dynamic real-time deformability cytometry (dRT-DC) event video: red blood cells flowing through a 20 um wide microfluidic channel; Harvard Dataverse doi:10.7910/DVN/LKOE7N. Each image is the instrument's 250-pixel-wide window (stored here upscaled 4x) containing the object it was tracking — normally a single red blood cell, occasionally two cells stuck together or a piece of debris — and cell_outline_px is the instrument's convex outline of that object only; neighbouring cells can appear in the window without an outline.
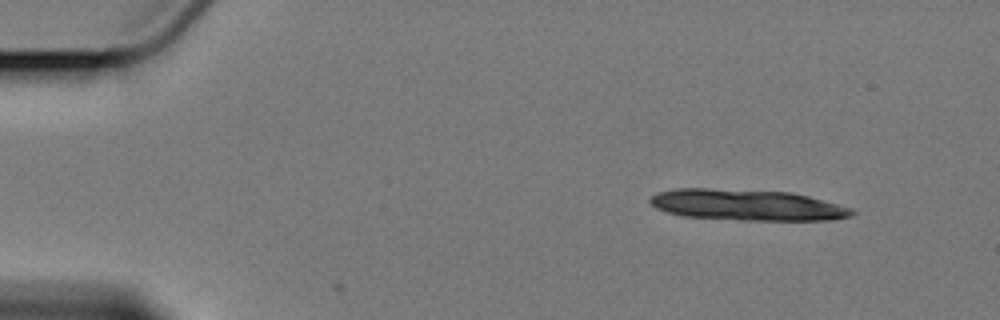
{"species": "Egyptian fruit bat (a non-hibernating species)", "species_latin": "Rousettus aegyptiacus", "temperature_condition": "cold", "stored_images_in_passage": 5, "camera_frame_rate_fps": 3000, "um_per_image_px": 0.085, "animal": {"sex": "female"}, "frame": {"image": 1, "passage_image": 1, "time_ms": 0.0, "image_size_px": [1000, 320], "cell_outline_px": [[856, 212], [852, 216], [832, 220], [740, 220], [684, 216], [668, 212], [656, 208], [648, 200], [656, 192], [676, 188], [708, 188], [792, 192], [808, 196], [852, 208]], "centroid_in_image_um": [63.5, 17.42], "position_along_channel_um": 21.5, "area_um2": 36.59}}
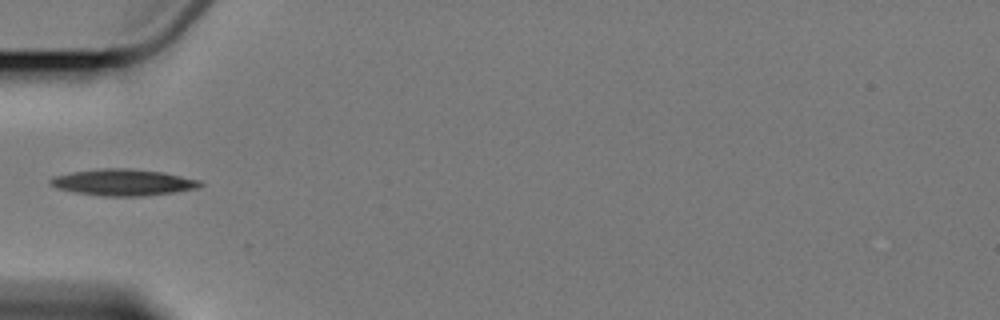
{"frame": {"image": 2, "passage_image": 5, "time_ms": 4.667, "image_size_px": [1000, 320], "cell_outline_px": [[204, 184], [196, 188], [176, 192], [144, 196], [104, 196], [76, 192], [60, 188], [52, 184], [48, 180], [56, 176], [72, 172], [100, 168], [132, 168], [164, 172], [200, 180]], "centroid_in_image_um": [10.54, 15.49], "position_along_channel_um": 74.5, "area_um2": 22.95}}